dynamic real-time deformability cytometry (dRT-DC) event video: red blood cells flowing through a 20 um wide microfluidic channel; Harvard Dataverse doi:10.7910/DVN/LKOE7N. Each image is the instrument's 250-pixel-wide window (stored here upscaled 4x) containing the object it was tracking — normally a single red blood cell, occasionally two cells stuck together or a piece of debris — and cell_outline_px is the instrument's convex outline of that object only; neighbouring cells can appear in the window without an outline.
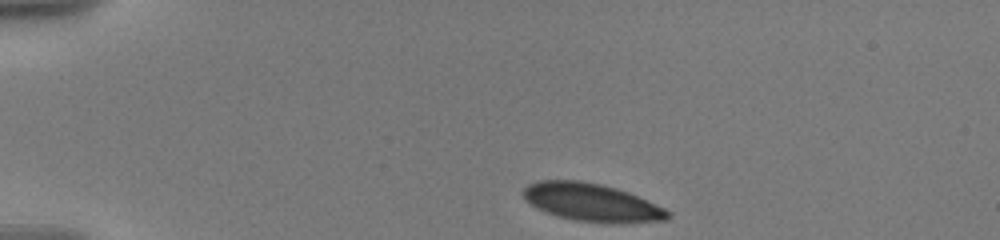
{"species": "human", "species_latin": "Homo sapiens", "temperature_condition": "warm", "stored_images_in_passage": 8, "camera_frame_rate_fps": 3000, "um_per_image_px": 0.085, "donor": {"sex": "male"}, "frame": {"image": 1, "passage_image": 1, "time_ms": 0.0, "image_size_px": [1000, 240], "cell_outline_px": [[668, 220], [576, 220], [556, 216], [544, 212], [536, 208], [524, 200], [524, 188], [528, 184], [540, 180], [580, 180], [600, 184], [616, 188], [628, 192], [664, 208], [668, 212]], "centroid_in_image_um": [50.15, 17.14], "position_along_channel_um": 34.8, "area_um2": 30.58}}
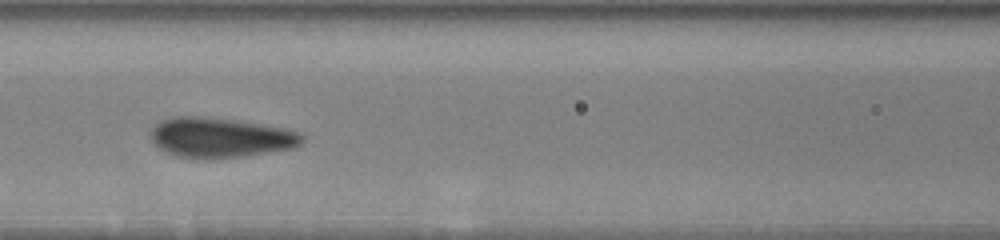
{"frame": {"image": 2, "passage_image": 6, "time_ms": 5.0, "image_size_px": [1000, 240], "cell_outline_px": [[304, 140], [300, 144], [292, 148], [240, 156], [208, 160], [176, 156], [160, 148], [152, 140], [152, 128], [160, 120], [180, 116], [196, 116], [236, 120], [284, 128], [300, 132], [304, 136]], "centroid_in_image_um": [18.73, 11.7], "position_along_channel_um": 147.9, "area_um2": 34.97}}
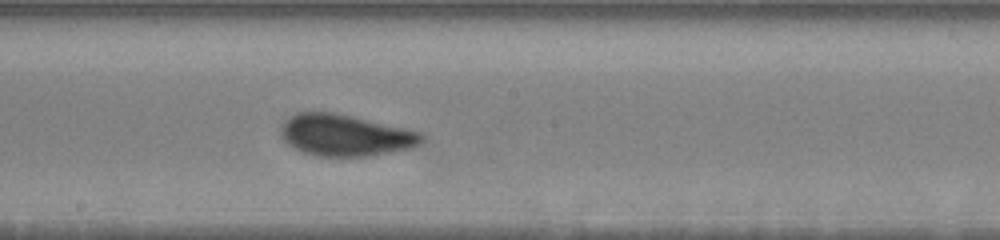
{"frame": {"image": 3, "passage_image": 8, "time_ms": 7.0, "image_size_px": [1000, 240], "cell_outline_px": [[424, 140], [420, 144], [412, 148], [368, 156], [316, 156], [304, 152], [288, 144], [280, 136], [280, 124], [288, 116], [296, 112], [332, 112], [352, 116], [404, 128], [420, 132], [424, 136]], "centroid_in_image_um": [29.31, 11.49], "position_along_channel_um": 218.9, "area_um2": 34.16}}